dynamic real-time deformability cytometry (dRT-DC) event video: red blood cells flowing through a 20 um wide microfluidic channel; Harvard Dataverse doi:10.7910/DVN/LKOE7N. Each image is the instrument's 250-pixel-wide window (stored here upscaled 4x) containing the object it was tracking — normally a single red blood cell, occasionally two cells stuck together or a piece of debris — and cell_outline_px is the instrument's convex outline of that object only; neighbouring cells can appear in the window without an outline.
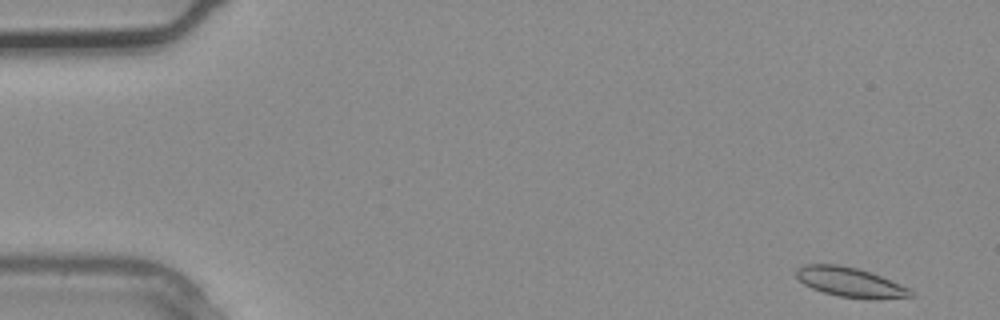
{"species": "common noctule bat (a hibernating species)", "species_latin": "Nyctalus noctula", "temperature_condition": "warm", "stored_images_in_passage": 2, "segment_of_instrument_passage": [2, 2], "camera_frame_rate_fps": 3000, "um_per_image_px": 0.085, "animal": {"sex": "male", "body_mass_g": 20.4}, "frame": {"image": 1, "passage_image": 2, "time_ms": 0.333, "image_size_px": [1000, 320], "cell_outline_px": [[916, 296], [876, 300], [868, 300], [840, 296], [824, 292], [812, 288], [804, 284], [796, 276], [796, 268], [804, 264], [836, 264], [856, 268], [880, 276], [908, 288]], "centroid_in_image_um": [72.26, 24.0], "position_along_channel_um": 12.7, "area_um2": 19.65}}